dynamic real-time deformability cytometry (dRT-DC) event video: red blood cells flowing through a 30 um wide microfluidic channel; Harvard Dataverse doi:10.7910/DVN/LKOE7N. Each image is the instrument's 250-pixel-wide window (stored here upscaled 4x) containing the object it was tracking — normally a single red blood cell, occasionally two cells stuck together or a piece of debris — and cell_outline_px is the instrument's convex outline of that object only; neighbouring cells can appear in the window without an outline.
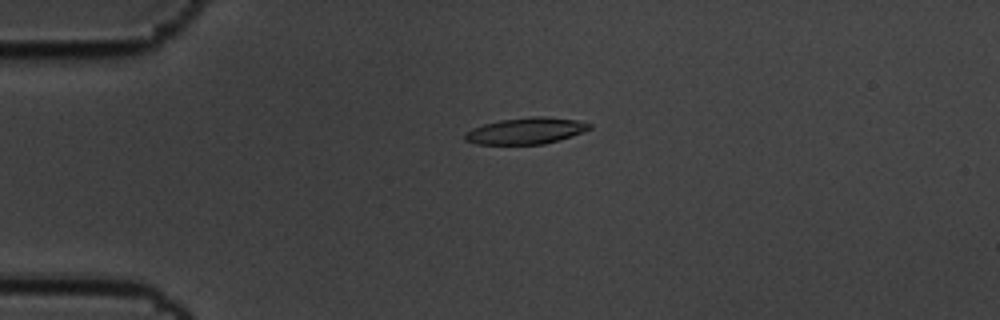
{"species": "common noctule bat (a hibernating species)", "species_latin": "Nyctalus noctula", "temperature_condition": "cold", "stored_images_in_passage": 4, "camera_frame_rate_fps": 3000, "um_per_image_px": 0.085, "animal": {"sex": "male", "body_mass_g": 19.5, "forearm_length_mm": 54.6}, "frame": {"image": 1, "passage_image": 3, "time_ms": 0.667, "image_size_px": [1000, 320], "cell_outline_px": [[592, 128], [572, 136], [560, 140], [544, 144], [476, 144], [464, 140], [464, 132], [472, 128], [484, 124], [500, 120], [532, 116], [548, 116], [576, 120], [592, 124]], "centroid_in_image_um": [44.7, 11.12], "position_along_channel_um": 40.3, "area_um2": 19.31}}